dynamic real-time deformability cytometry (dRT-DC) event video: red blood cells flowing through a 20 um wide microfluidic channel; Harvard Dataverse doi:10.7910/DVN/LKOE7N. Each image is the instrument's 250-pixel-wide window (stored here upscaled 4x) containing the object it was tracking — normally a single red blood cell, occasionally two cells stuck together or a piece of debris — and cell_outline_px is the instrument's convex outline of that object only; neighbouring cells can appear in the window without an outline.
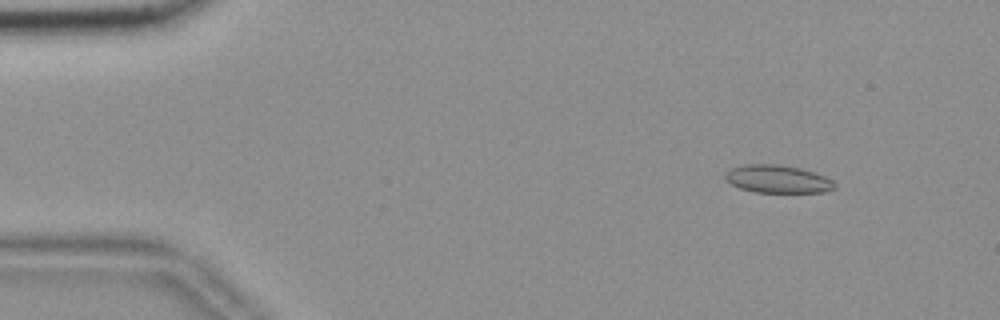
{"species": "common noctule bat (a hibernating species)", "species_latin": "Nyctalus noctula", "temperature_condition": "room temperature", "stored_images_in_passage": 56, "camera_frame_rate_fps": 3000, "um_per_image_px": 0.085, "animal": {"sex": "female", "body_mass_g": 18.4}, "frame": {"image": 1, "passage_image": 7, "time_ms": 2.0, "image_size_px": [1000, 320], "cell_outline_px": [[836, 188], [824, 192], [756, 192], [740, 188], [732, 184], [724, 176], [732, 168], [744, 164], [780, 164], [800, 168], [816, 172], [832, 180], [836, 184]], "centroid_in_image_um": [66.15, 15.21], "position_along_channel_um": 18.9, "area_um2": 17.69}}
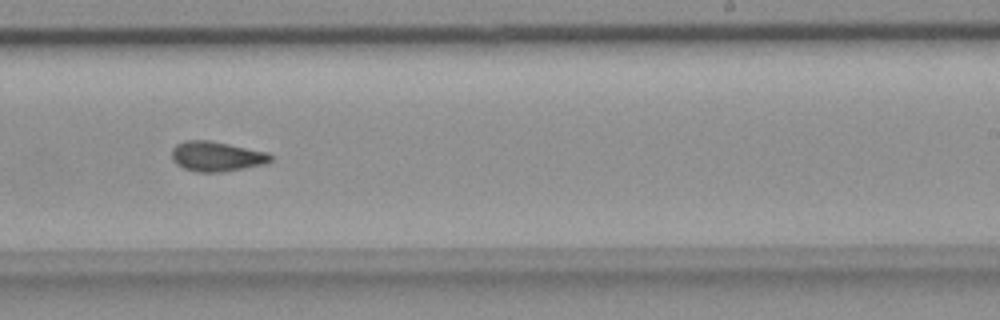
{"frame": {"image": 2, "passage_image": 35, "time_ms": 11.333, "image_size_px": [1000, 320], "cell_outline_px": [[272, 160], [264, 164], [220, 172], [196, 172], [184, 168], [176, 164], [172, 160], [172, 148], [176, 144], [184, 140], [208, 140], [268, 152], [272, 156]], "centroid_in_image_um": [18.37, 13.29], "position_along_channel_um": 270.6, "area_um2": 17.17}}
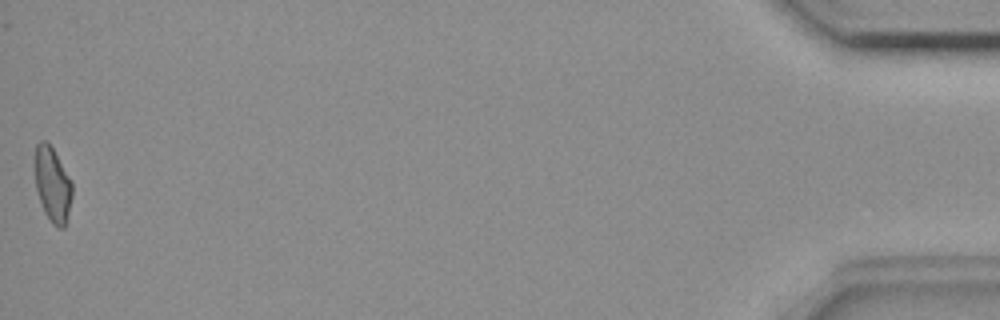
{"frame": {"image": 3, "passage_image": 56, "time_ms": 18.333, "image_size_px": [1000, 320], "cell_outline_px": [[72, 196], [64, 228], [60, 228], [52, 224], [44, 212], [36, 188], [36, 144], [40, 140], [44, 140], [52, 148], [72, 180]], "centroid_in_image_um": [4.48, 15.7], "position_along_channel_um": 430.7, "area_um2": 15.9}, "authors_computed_cell_mechanics": {"area_um2": 16.9932, "velocity_mm_per_s": 3.6783, "shape_relaxation_time_tau1_ms": 9.333, "shape_relaxation_time_tau2_ms": 2.5076, "deformation_change_tau1": 0.1583, "deformation_change_tau2": 0.0959}}